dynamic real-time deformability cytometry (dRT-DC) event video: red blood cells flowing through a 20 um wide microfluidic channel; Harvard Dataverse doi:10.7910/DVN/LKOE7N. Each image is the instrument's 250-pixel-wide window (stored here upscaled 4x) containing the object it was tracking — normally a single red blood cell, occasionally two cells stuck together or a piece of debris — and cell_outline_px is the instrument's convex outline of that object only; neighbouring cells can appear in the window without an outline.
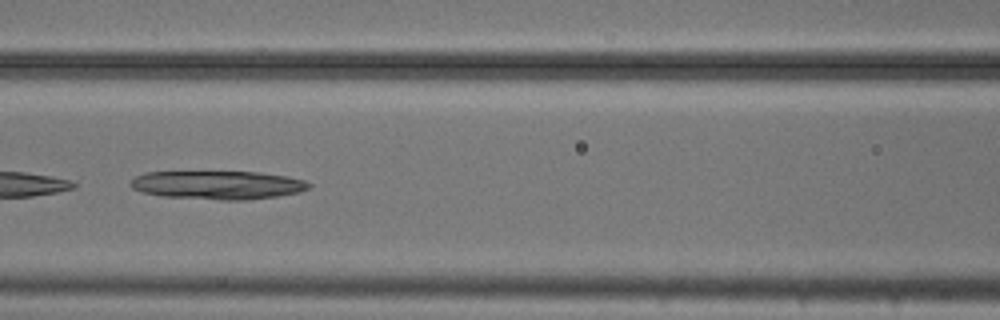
{"species": "common noctule bat (a hibernating species)", "species_latin": "Nyctalus noctula", "temperature_condition": "cold", "stored_images_in_passage": 25, "camera_frame_rate_fps": 3000, "um_per_image_px": 0.085, "animal": {"sex": "male", "body_mass_g": 20.5, "forearm_length_mm": 52.5}, "frame": {"image": 1, "passage_image": 22, "time_ms": 7.0, "image_size_px": [1000, 320], "cell_outline_px": [[312, 188], [300, 192], [280, 196], [248, 200], [220, 200], [164, 196], [144, 192], [132, 188], [128, 184], [136, 176], [144, 172], [260, 172], [288, 176], [304, 180], [312, 184]], "centroid_in_image_um": [18.58, 15.73], "position_along_channel_um": 148.0, "area_um2": 29.82}}